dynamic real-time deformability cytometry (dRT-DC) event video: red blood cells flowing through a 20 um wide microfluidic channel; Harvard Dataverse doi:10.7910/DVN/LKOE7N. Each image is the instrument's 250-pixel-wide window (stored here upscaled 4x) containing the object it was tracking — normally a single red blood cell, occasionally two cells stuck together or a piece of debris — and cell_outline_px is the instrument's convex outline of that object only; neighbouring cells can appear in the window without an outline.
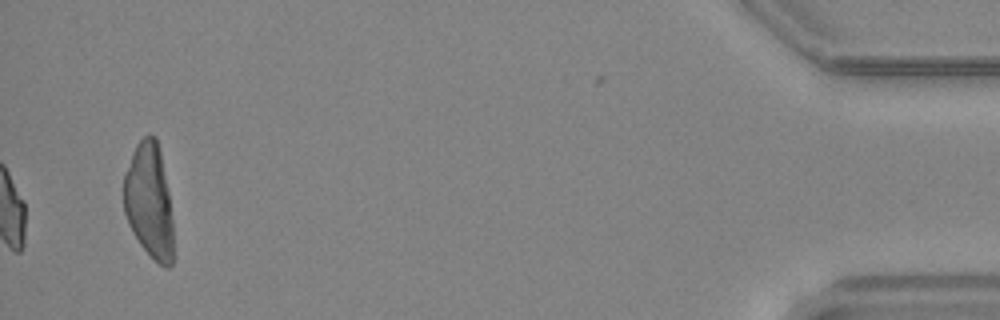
{"species": "common noctule bat (a hibernating species)", "species_latin": "Nyctalus noctula", "temperature_condition": "warm", "stored_images_in_passage": 38, "camera_frame_rate_fps": 3000, "um_per_image_px": 0.085, "animal": {"sex": "female", "body_mass_g": 24.6, "forearm_length_mm": 56.2}, "frame": {"image": 1, "passage_image": 38, "time_ms": 12.333, "image_size_px": [1000, 320], "cell_outline_px": [[172, 264], [168, 268], [164, 268], [140, 244], [132, 232], [128, 224], [124, 212], [124, 176], [132, 152], [136, 144], [148, 132], [156, 136], [160, 152], [168, 192], [172, 220]], "centroid_in_image_um": [12.66, 17.05], "position_along_channel_um": 422.5, "area_um2": 32.95}}